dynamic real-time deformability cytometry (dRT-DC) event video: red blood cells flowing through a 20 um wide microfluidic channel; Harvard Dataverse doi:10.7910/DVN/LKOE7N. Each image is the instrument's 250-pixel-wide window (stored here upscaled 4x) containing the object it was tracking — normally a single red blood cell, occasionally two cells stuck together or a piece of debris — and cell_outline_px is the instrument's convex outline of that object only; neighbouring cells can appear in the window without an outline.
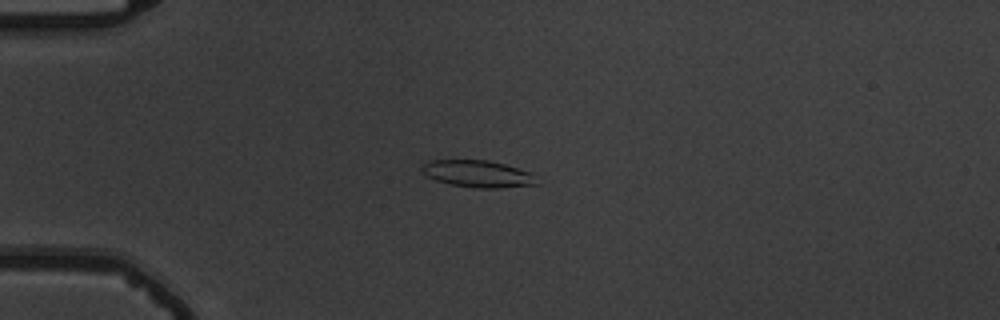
{"species": "common noctule bat (a hibernating species)", "species_latin": "Nyctalus noctula", "temperature_condition": "warm", "stored_images_in_passage": 44, "camera_frame_rate_fps": 3000, "um_per_image_px": 0.085, "animal": {"sex": "male", "body_mass_g": 19.5, "forearm_length_mm": 54.6}, "frame": {"image": 1, "passage_image": 4, "time_ms": 1.0, "image_size_px": [1000, 320], "cell_outline_px": [[540, 184], [496, 188], [476, 188], [452, 184], [436, 180], [424, 176], [420, 168], [428, 160], [488, 160], [504, 164], [528, 172]], "centroid_in_image_um": [40.54, 14.77], "position_along_channel_um": 44.5, "area_um2": 17.86}}
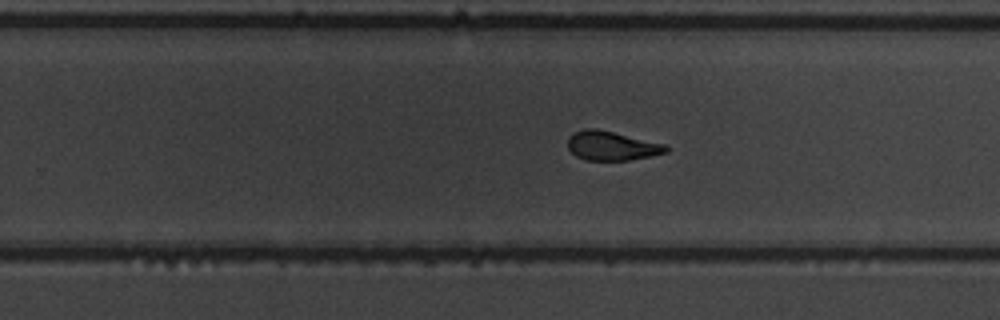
{"frame": {"image": 2, "passage_image": 25, "time_ms": 8.0, "image_size_px": [1000, 320], "cell_outline_px": [[668, 152], [652, 156], [628, 160], [584, 160], [576, 156], [568, 148], [568, 136], [572, 132], [584, 128], [596, 128], [664, 144], [668, 148]], "centroid_in_image_um": [51.95, 12.39], "position_along_channel_um": 277.8, "area_um2": 16.7}}
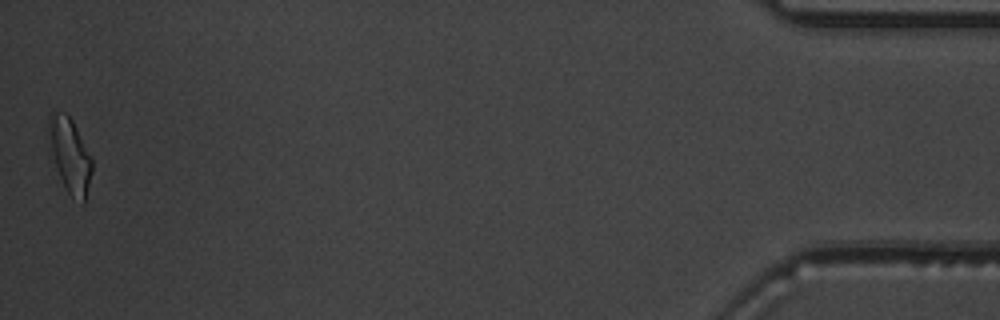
{"frame": {"image": 3, "passage_image": 44, "time_ms": 14.333, "image_size_px": [1000, 320], "cell_outline_px": [[92, 172], [84, 204], [80, 204], [68, 192], [56, 168], [52, 152], [48, 128], [48, 116], [52, 112], [64, 112], [72, 120], [92, 156]], "centroid_in_image_um": [5.97, 13.2], "position_along_channel_um": 429.2, "area_um2": 18.55}, "authors_computed_cell_mechanics": {"area_um2": 17.6868, "velocity_mm_per_s": 3.7333, "shape_relaxation_time_tau1_ms": 4.9719, "shape_relaxation_time_tau2_ms": 2.2466, "deformation_change_tau1": 0.1748, "deformation_change_tau2": 0.101}}